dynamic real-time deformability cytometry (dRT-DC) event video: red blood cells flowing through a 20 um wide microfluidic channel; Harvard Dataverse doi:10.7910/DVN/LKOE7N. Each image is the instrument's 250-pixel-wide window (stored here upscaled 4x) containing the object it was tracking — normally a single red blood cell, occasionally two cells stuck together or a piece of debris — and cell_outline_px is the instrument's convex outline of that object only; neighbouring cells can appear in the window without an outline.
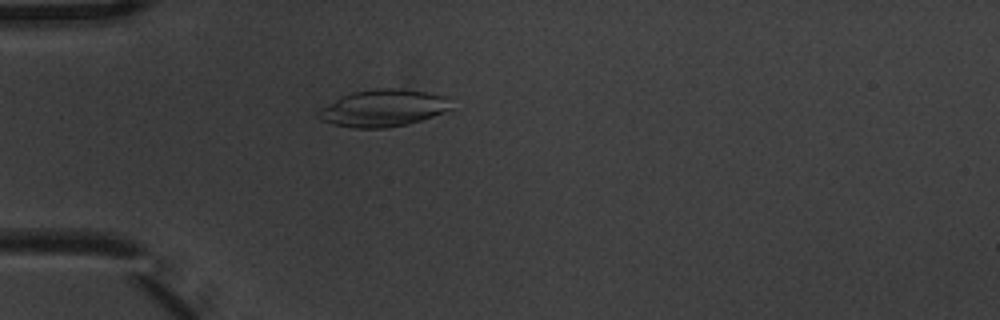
{"species": "common noctule bat (a hibernating species)", "species_latin": "Nyctalus noctula", "temperature_condition": "warm", "stored_images_in_passage": 5, "camera_frame_rate_fps": 3000, "um_per_image_px": 0.085, "animal": {"sex": "male", "body_mass_g": 20.1, "forearm_length_mm": 53.5}, "frame": {"image": 1, "passage_image": 5, "time_ms": 1.333, "image_size_px": [1000, 320], "cell_outline_px": [[456, 108], [408, 124], [384, 128], [352, 128], [332, 124], [320, 120], [316, 116], [316, 112], [320, 108], [352, 92], [380, 88], [392, 88], [424, 92], [444, 96]], "centroid_in_image_um": [32.55, 9.21], "position_along_channel_um": 52.4, "area_um2": 28.5}}